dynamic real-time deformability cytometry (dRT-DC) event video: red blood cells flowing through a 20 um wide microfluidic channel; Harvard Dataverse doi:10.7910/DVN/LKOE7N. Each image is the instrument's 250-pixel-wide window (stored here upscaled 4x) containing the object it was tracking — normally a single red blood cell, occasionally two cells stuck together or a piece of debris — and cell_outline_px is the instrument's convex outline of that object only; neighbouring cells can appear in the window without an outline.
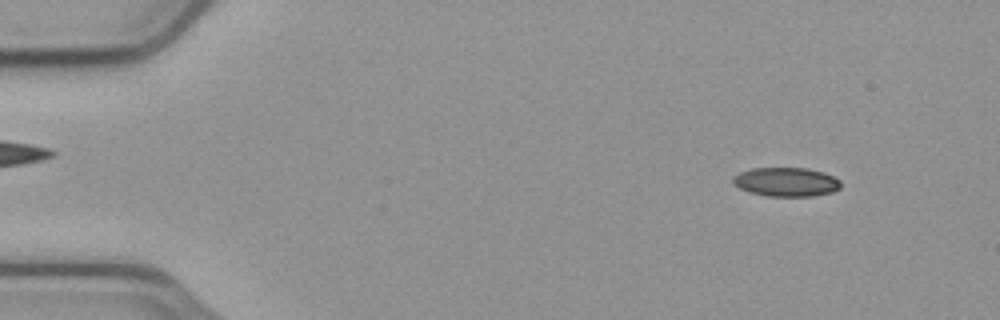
{"species": "common noctule bat (a hibernating species)", "species_latin": "Nyctalus noctula", "temperature_condition": "cold", "stored_images_in_passage": 27, "camera_frame_rate_fps": 3000, "um_per_image_px": 0.085, "animal": {"sex": "male", "body_mass_g": 23.1, "forearm_length_mm": 52.7}, "frame": {"image": 1, "passage_image": 5, "time_ms": 1.333, "image_size_px": [1000, 320], "cell_outline_px": [[840, 188], [832, 192], [812, 196], [768, 196], [752, 192], [740, 188], [732, 184], [732, 176], [740, 172], [752, 168], [808, 168], [824, 172], [840, 180]], "centroid_in_image_um": [66.82, 15.45], "position_along_channel_um": 18.2, "area_um2": 18.21}}
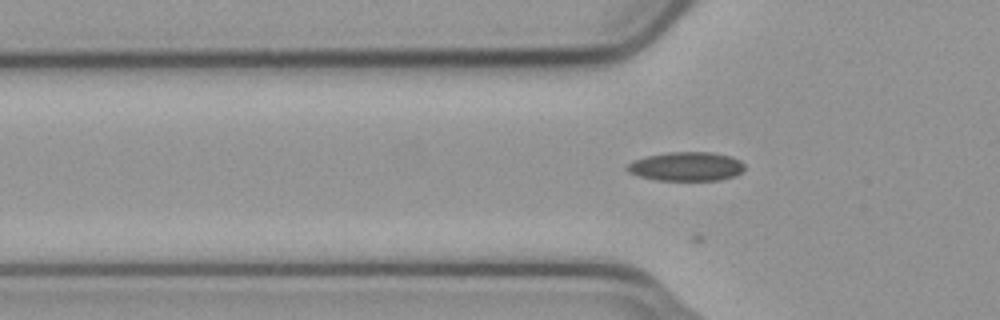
{"frame": {"image": 2, "passage_image": 17, "time_ms": 5.333, "image_size_px": [1000, 320], "cell_outline_px": [[744, 168], [740, 172], [732, 176], [720, 180], [656, 180], [640, 176], [628, 172], [624, 168], [632, 160], [648, 156], [668, 152], [712, 152], [732, 156], [740, 160], [744, 164]], "centroid_in_image_um": [58.32, 14.14], "position_along_channel_um": 67.5, "area_um2": 19.83}}
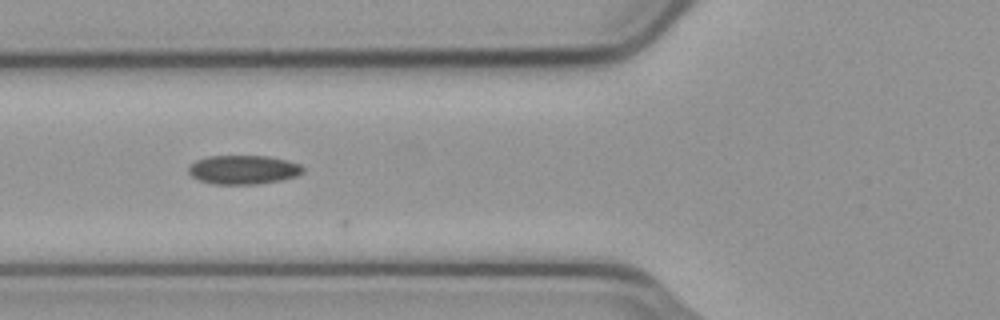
{"frame": {"image": 3, "passage_image": 20, "time_ms": 6.333, "image_size_px": [1000, 320], "cell_outline_px": [[304, 172], [296, 176], [280, 180], [256, 184], [212, 184], [200, 180], [192, 176], [188, 172], [188, 168], [196, 160], [208, 156], [268, 156], [300, 164], [304, 168]], "centroid_in_image_um": [20.68, 14.42], "position_along_channel_um": 105.1, "area_um2": 19.19}}